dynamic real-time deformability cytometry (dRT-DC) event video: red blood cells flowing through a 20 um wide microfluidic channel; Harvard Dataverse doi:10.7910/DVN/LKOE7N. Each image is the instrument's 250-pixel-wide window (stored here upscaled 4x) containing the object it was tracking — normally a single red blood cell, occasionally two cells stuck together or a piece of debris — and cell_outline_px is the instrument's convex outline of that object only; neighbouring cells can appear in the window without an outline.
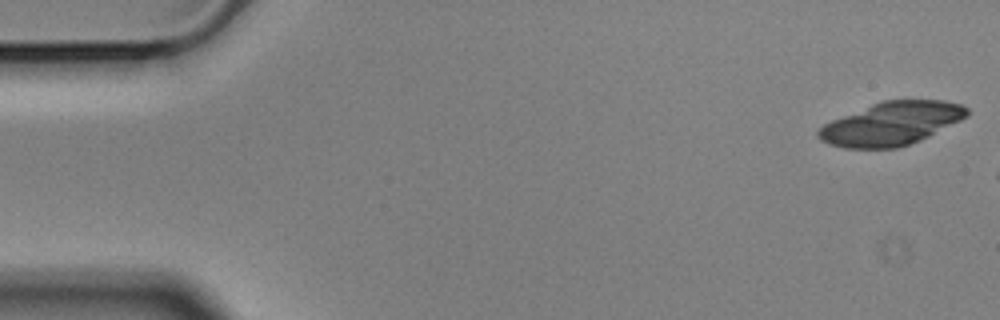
{"species": "Egyptian fruit bat (a non-hibernating species)", "species_latin": "Rousettus aegyptiacus", "temperature_condition": "cold", "stored_images_in_passage": 8, "camera_frame_rate_fps": 3000, "um_per_image_px": 0.085, "animal": {"sex": "male"}, "frame": {"image": 1, "passage_image": 1, "time_ms": 0.0, "image_size_px": [1000, 320], "cell_outline_px": [[968, 116], [920, 140], [896, 148], [844, 148], [828, 144], [820, 140], [816, 136], [816, 132], [824, 124], [832, 120], [872, 104], [884, 100], [944, 100], [960, 104], [968, 108]], "centroid_in_image_um": [75.74, 10.51], "position_along_channel_um": 9.3, "area_um2": 37.11}}